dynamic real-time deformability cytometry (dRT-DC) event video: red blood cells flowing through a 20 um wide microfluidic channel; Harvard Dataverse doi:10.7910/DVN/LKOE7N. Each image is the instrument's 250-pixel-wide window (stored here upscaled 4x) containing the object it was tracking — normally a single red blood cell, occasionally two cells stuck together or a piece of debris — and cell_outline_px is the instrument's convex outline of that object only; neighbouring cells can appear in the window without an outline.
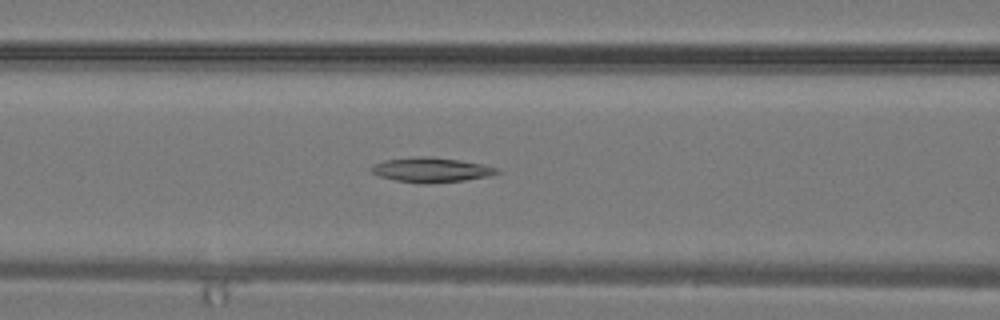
{"species": "common noctule bat (a hibernating species)", "species_latin": "Nyctalus noctula", "temperature_condition": "warm", "stored_images_in_passage": 33, "camera_frame_rate_fps": 3000, "um_per_image_px": 0.085, "animal": {"sex": "male", "body_mass_g": 19.2, "forearm_length_mm": 51.8}, "frame": {"image": 1, "passage_image": 14, "time_ms": 4.333, "image_size_px": [1000, 320], "cell_outline_px": [[504, 172], [488, 176], [464, 180], [396, 180], [380, 176], [372, 172], [368, 168], [384, 160], [416, 156], [432, 156], [460, 160], [484, 164], [500, 168]], "centroid_in_image_um": [36.73, 14.37], "position_along_channel_um": 129.9, "area_um2": 17.28}}
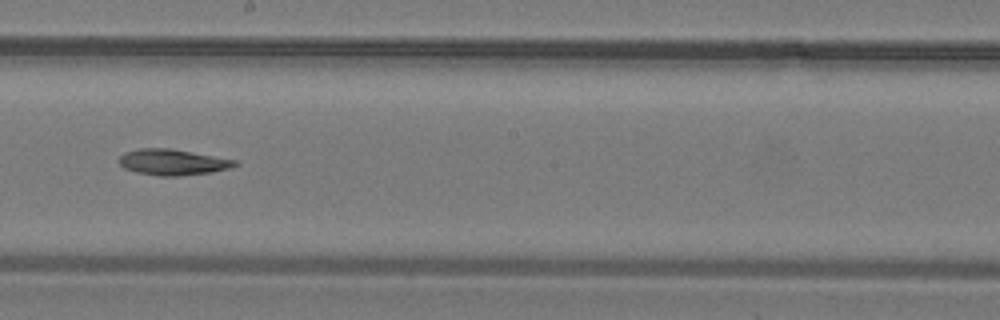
{"frame": {"image": 2, "passage_image": 19, "time_ms": 6.0, "image_size_px": [1000, 320], "cell_outline_px": [[240, 164], [228, 168], [212, 172], [180, 176], [160, 176], [136, 172], [124, 168], [116, 160], [124, 152], [140, 148], [172, 148], [236, 160]], "centroid_in_image_um": [14.65, 13.78], "position_along_channel_um": 233.5, "area_um2": 17.63}}
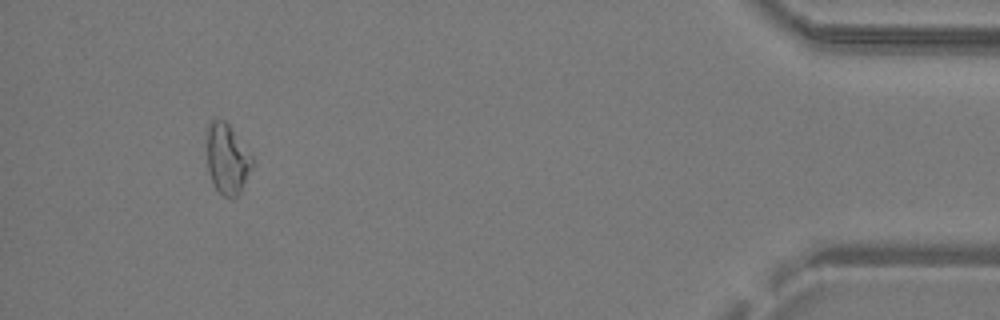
{"frame": {"image": 3, "passage_image": 31, "time_ms": 10.0, "image_size_px": [1000, 320], "cell_outline_px": [[252, 164], [240, 192], [232, 200], [224, 196], [216, 188], [208, 172], [208, 124], [212, 120], [224, 120], [228, 124], [252, 156]], "centroid_in_image_um": [19.3, 13.53], "position_along_channel_um": 415.9, "area_um2": 17.98}}